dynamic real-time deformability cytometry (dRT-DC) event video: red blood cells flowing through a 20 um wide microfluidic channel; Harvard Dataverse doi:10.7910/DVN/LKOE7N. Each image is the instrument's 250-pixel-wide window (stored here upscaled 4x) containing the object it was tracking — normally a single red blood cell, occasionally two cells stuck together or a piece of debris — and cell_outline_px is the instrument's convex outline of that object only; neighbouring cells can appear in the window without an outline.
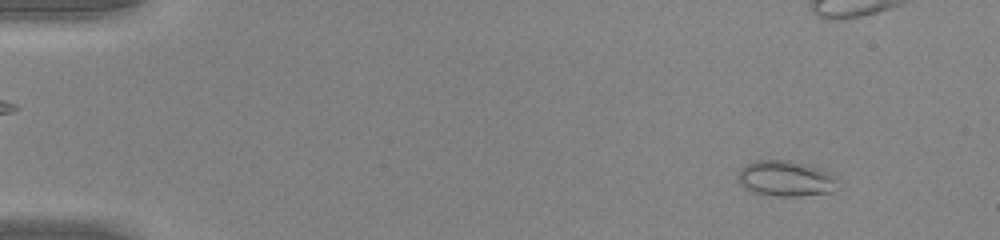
{"species": "common noctule bat (a hibernating species)", "species_latin": "Nyctalus noctula", "temperature_condition": "warm", "stored_images_in_passage": 48, "camera_frame_rate_fps": 3000, "um_per_image_px": 0.085, "animal": {"sex": "male", "body_mass_g": 20.0, "forearm_length_mm": 53.3}, "frame": {"image": 1, "passage_image": 4, "time_ms": 1.0, "image_size_px": [1000, 240], "cell_outline_px": [[832, 192], [800, 196], [776, 196], [756, 192], [744, 188], [740, 184], [736, 176], [740, 168], [756, 160], [788, 160], [812, 164], [828, 172], [832, 180]], "centroid_in_image_um": [66.69, 15.15], "position_along_channel_um": 18.3, "area_um2": 20.4}}
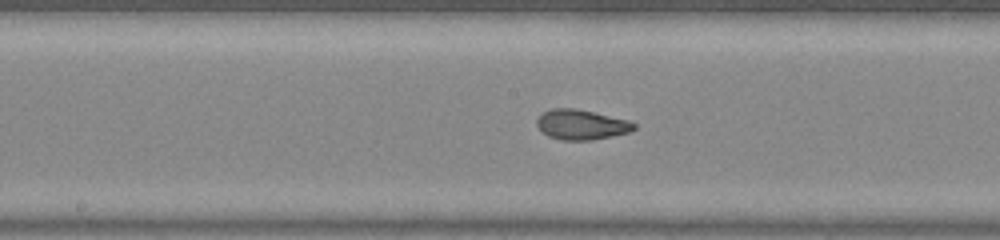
{"frame": {"image": 2, "passage_image": 25, "time_ms": 8.0, "image_size_px": [1000, 240], "cell_outline_px": [[636, 128], [632, 132], [592, 140], [560, 140], [548, 136], [536, 124], [536, 120], [544, 112], [552, 108], [576, 108], [628, 120], [636, 124]], "centroid_in_image_um": [49.44, 10.6], "position_along_channel_um": 198.8, "area_um2": 16.99}}
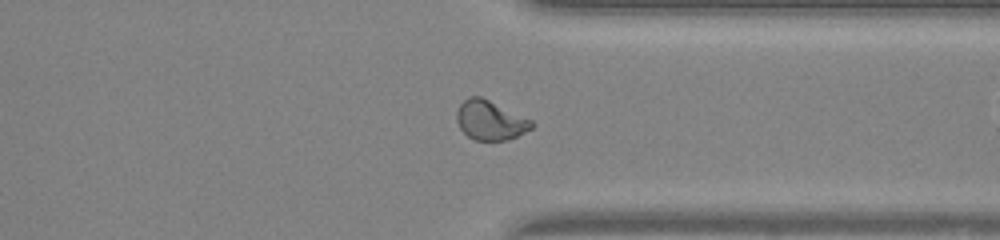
{"frame": {"image": 3, "passage_image": 37, "time_ms": 12.0, "image_size_px": [1000, 240], "cell_outline_px": [[536, 124], [532, 128], [508, 140], [472, 140], [460, 128], [456, 120], [456, 112], [460, 104], [468, 96], [480, 96], [532, 120]], "centroid_in_image_um": [41.65, 10.22], "position_along_channel_um": 369.7, "area_um2": 17.17}, "authors_computed_cell_mechanics": {"area_um2": 18.0625, "velocity_mm_per_s": 4.2774, "shape_relaxation_time_tau1_ms": 3.5037, "shape_relaxation_time_tau2_ms": 0.7722, "deformation_change_tau1": 0.1799, "deformation_change_tau2": 0.0658}}